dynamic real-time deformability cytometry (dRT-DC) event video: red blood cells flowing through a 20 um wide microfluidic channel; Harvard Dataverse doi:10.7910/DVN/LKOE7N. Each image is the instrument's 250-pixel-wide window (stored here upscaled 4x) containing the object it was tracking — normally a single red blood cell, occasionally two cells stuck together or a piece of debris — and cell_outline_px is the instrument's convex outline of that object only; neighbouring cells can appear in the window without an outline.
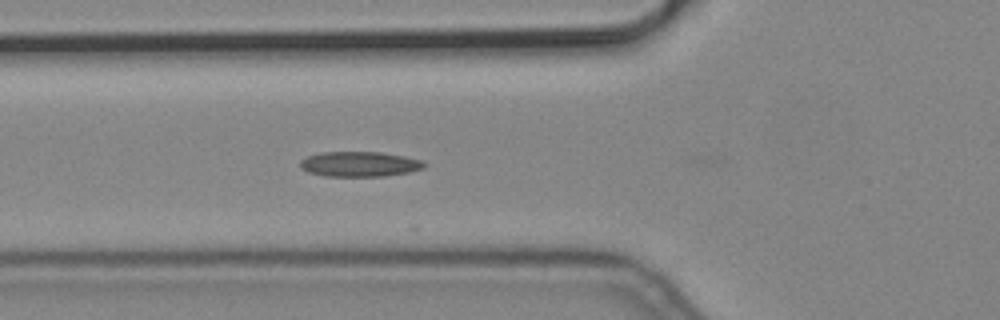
{"species": "common noctule bat (a hibernating species)", "species_latin": "Nyctalus noctula", "temperature_condition": "cold", "stored_images_in_passage": 3, "camera_frame_rate_fps": 3000, "um_per_image_px": 0.085, "animal": {"sex": "male", "body_mass_g": 19.2, "forearm_length_mm": 51.8}, "frame": {"image": 1, "passage_image": 3, "time_ms": 0.667, "image_size_px": [1000, 320], "cell_outline_px": [[428, 164], [424, 168], [408, 172], [380, 176], [324, 176], [308, 172], [300, 168], [300, 160], [308, 156], [320, 152], [380, 152], [404, 156], [424, 160]], "centroid_in_image_um": [30.57, 13.94], "position_along_channel_um": 95.2, "area_um2": 18.21}}